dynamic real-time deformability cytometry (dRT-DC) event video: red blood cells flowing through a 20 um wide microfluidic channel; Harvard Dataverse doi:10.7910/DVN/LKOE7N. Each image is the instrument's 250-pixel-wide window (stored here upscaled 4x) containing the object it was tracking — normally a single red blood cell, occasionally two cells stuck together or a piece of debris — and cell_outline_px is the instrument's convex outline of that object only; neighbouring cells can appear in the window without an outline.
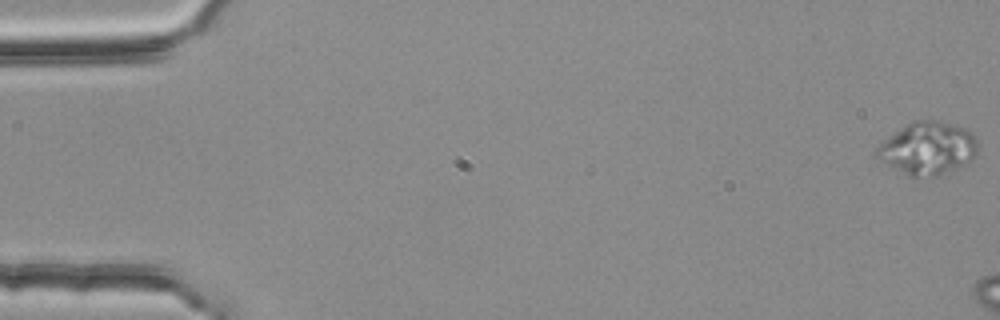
{"species": "common noctule bat (a hibernating species)", "species_latin": "Nyctalus noctula", "temperature_condition": "room temperature", "stored_images_in_passage": 11, "camera_frame_rate_fps": 3000, "um_per_image_px": 0.085, "animal": {"sex": "female", "body_mass_g": 25.1}, "frame": {"image": 1, "passage_image": 1, "time_ms": 0.0, "image_size_px": [1000, 320], "cell_outline_px": [[976, 156], [972, 160], [940, 176], [912, 180], [876, 156], [872, 152], [884, 140], [912, 120], [936, 120], [964, 128], [972, 132], [976, 140]], "centroid_in_image_um": [78.84, 12.65], "position_along_channel_um": 6.2, "area_um2": 31.27}}